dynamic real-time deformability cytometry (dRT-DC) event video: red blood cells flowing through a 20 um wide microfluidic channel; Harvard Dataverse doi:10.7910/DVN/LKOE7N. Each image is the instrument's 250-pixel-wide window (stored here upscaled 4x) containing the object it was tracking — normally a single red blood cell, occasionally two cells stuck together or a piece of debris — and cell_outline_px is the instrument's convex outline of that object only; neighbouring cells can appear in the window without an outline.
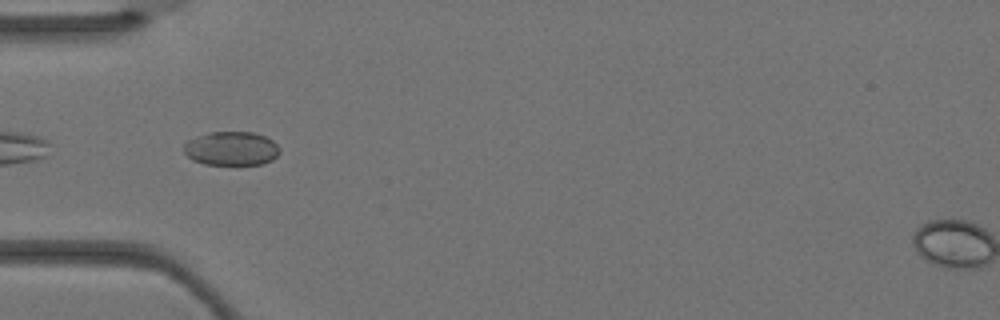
{"species": "Egyptian fruit bat (a non-hibernating species)", "species_latin": "Rousettus aegyptiacus", "temperature_condition": "warm", "stored_images_in_passage": 3, "camera_frame_rate_fps": 3000, "um_per_image_px": 0.085, "animal": {"sex": "female"}, "frame": {"image": 1, "passage_image": 3, "time_ms": 0.667, "image_size_px": [1000, 320], "cell_outline_px": [[280, 152], [272, 160], [264, 164], [236, 168], [204, 164], [192, 160], [184, 152], [184, 144], [188, 140], [208, 132], [252, 132], [264, 136], [272, 140], [280, 148]], "centroid_in_image_um": [19.68, 12.69], "position_along_channel_um": 65.3, "area_um2": 19.77}}